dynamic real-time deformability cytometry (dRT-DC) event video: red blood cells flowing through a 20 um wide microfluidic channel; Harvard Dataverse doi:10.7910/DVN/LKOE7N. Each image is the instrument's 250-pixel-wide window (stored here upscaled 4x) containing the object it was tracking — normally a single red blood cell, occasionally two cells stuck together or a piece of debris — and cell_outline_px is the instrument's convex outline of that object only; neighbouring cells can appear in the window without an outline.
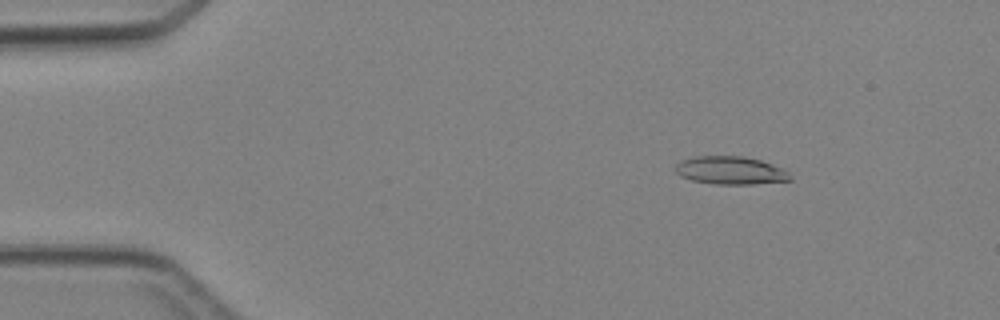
{"species": "Egyptian fruit bat (a non-hibernating species)", "species_latin": "Rousettus aegyptiacus", "temperature_condition": "cold", "stored_images_in_passage": 46, "camera_frame_rate_fps": 3000, "um_per_image_px": 0.085, "animal": {"sex": "female"}, "frame": {"image": 1, "passage_image": 7, "time_ms": 2.0, "image_size_px": [1000, 320], "cell_outline_px": [[792, 180], [756, 184], [712, 184], [692, 180], [680, 176], [676, 172], [676, 164], [680, 160], [696, 156], [744, 156], [760, 160], [772, 164], [788, 172], [792, 176]], "centroid_in_image_um": [62.09, 14.49], "position_along_channel_um": 22.9, "area_um2": 18.79}}
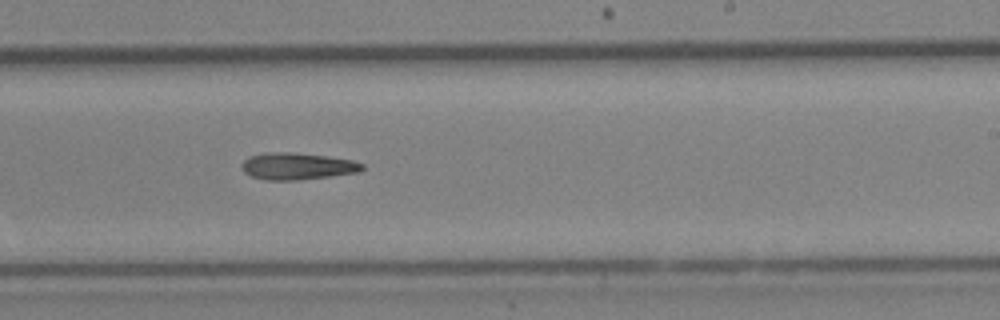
{"frame": {"image": 2, "passage_image": 29, "time_ms": 9.333, "image_size_px": [1000, 320], "cell_outline_px": [[364, 168], [356, 172], [328, 176], [296, 180], [268, 180], [252, 176], [244, 172], [240, 164], [248, 156], [268, 152], [288, 152], [328, 156], [352, 160], [364, 164]], "centroid_in_image_um": [25.23, 14.11], "position_along_channel_um": 263.8, "area_um2": 18.67}}
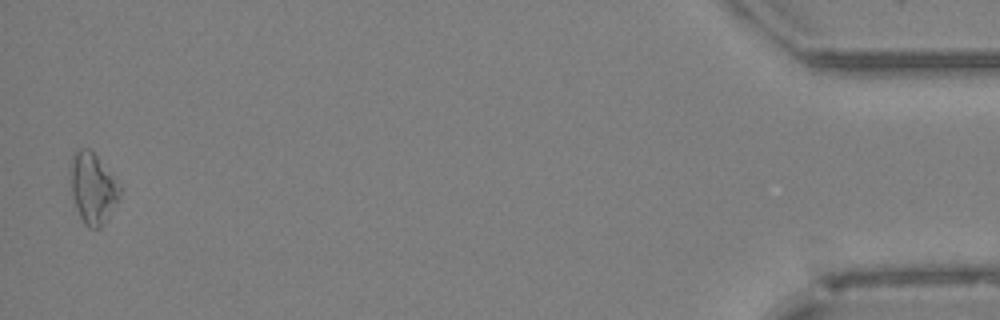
{"frame": {"image": 3, "passage_image": 46, "time_ms": 15.0, "image_size_px": [1000, 320], "cell_outline_px": [[120, 196], [100, 228], [88, 228], [84, 224], [76, 208], [72, 196], [68, 164], [76, 148], [88, 148], [96, 156], [120, 184]], "centroid_in_image_um": [7.83, 15.96], "position_along_channel_um": 427.4, "area_um2": 20.35}}